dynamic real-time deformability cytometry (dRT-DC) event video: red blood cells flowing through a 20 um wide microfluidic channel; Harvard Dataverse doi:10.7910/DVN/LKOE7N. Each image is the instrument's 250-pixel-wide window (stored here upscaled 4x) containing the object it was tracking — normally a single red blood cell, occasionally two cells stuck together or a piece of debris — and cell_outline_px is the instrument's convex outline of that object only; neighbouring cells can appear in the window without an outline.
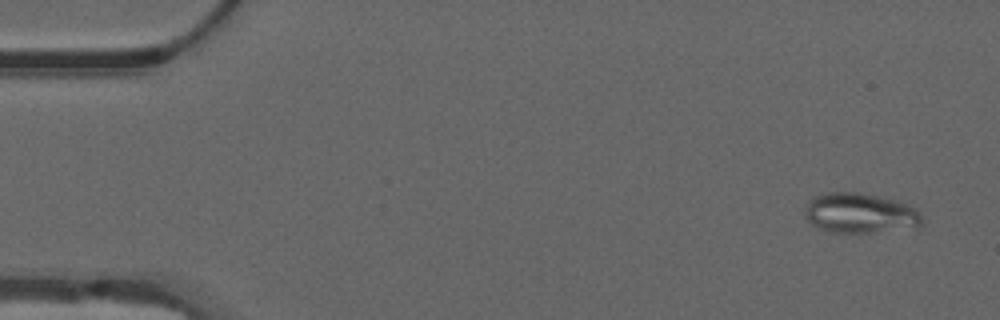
{"species": "common noctule bat (a hibernating species)", "species_latin": "Nyctalus noctula", "temperature_condition": "warm", "stored_images_in_passage": 54, "camera_frame_rate_fps": 3000, "um_per_image_px": 0.085, "animal": {"sex": "male", "forearm_length_mm": 52.5}, "frame": {"image": 1, "passage_image": 3, "time_ms": 0.667, "image_size_px": [1000, 320], "cell_outline_px": [[924, 220], [916, 228], [872, 232], [832, 232], [820, 228], [812, 224], [804, 216], [804, 208], [812, 196], [828, 192], [856, 192], [896, 200], [916, 208], [920, 212]], "centroid_in_image_um": [73.11, 18.11], "position_along_channel_um": 11.9, "area_um2": 27.46}}
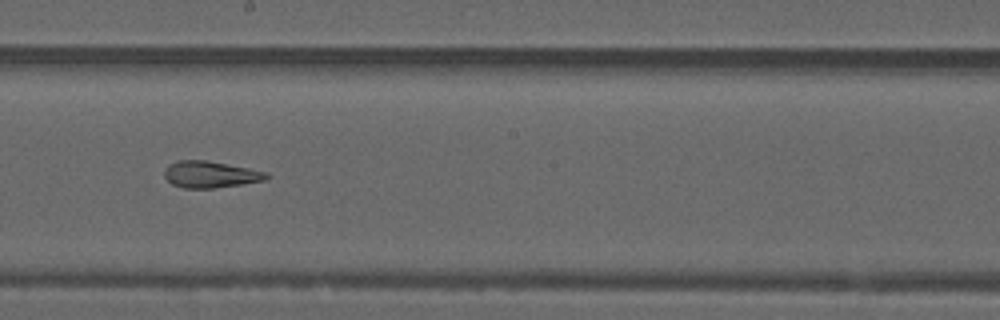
{"frame": {"image": 2, "passage_image": 30, "time_ms": 9.667, "image_size_px": [1000, 320], "cell_outline_px": [[272, 176], [264, 180], [216, 188], [184, 188], [172, 184], [164, 176], [164, 168], [168, 164], [180, 160], [208, 160], [268, 172]], "centroid_in_image_um": [17.88, 14.82], "position_along_channel_um": 230.3, "area_um2": 15.9}}
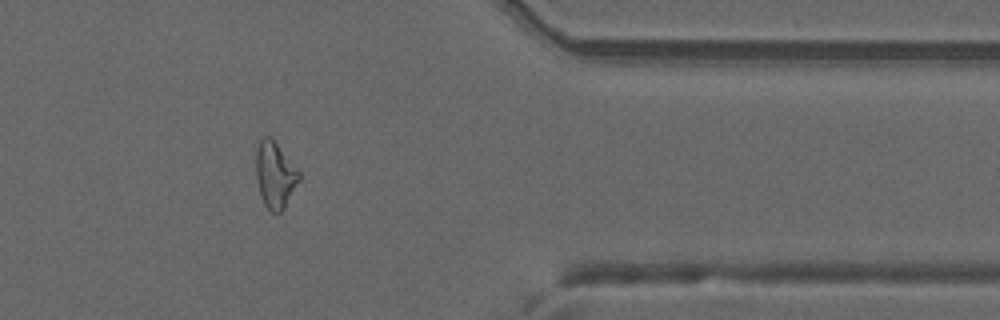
{"frame": {"image": 3, "passage_image": 44, "time_ms": 14.333, "image_size_px": [1000, 320], "cell_outline_px": [[300, 180], [284, 208], [280, 212], [272, 212], [264, 204], [260, 196], [256, 180], [256, 148], [260, 140], [264, 136], [272, 136], [300, 172]], "centroid_in_image_um": [23.37, 14.84], "position_along_channel_um": 388.0, "area_um2": 16.82}, "authors_computed_cell_mechanics": {"area_um2": 18.6983, "velocity_mm_per_s": 3.7991, "shape_relaxation_time_tau1_ms": null, "shape_relaxation_time_tau2_ms": 2.1423, "deformation_change_tau1": null, "deformation_change_tau2": 0.0991}}